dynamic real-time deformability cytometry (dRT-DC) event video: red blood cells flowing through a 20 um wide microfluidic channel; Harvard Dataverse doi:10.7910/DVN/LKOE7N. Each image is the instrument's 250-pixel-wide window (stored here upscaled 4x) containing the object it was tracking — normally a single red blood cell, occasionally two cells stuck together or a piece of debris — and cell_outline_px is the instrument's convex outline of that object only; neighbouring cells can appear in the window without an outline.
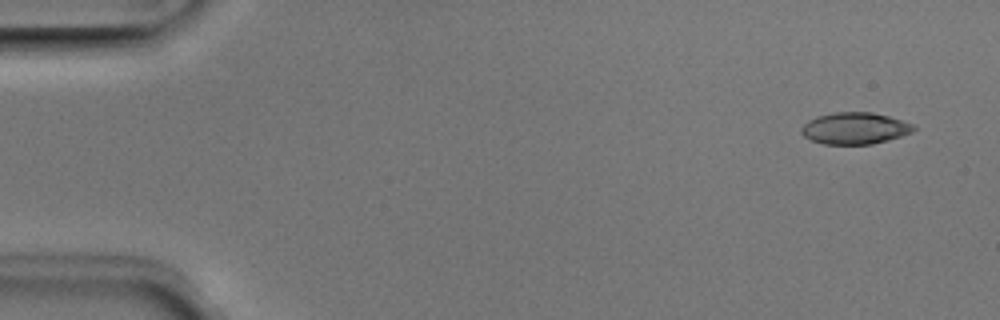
{"species": "Egyptian fruit bat (a non-hibernating species)", "species_latin": "Rousettus aegyptiacus", "temperature_condition": "room temperature", "stored_images_in_passage": 6, "camera_frame_rate_fps": 3000, "um_per_image_px": 0.085, "animal": {"sex": "male"}, "frame": {"image": 1, "passage_image": 1, "time_ms": 0.0, "image_size_px": [1000, 320], "cell_outline_px": [[916, 128], [912, 132], [888, 140], [872, 144], [824, 144], [812, 140], [804, 136], [800, 132], [800, 128], [808, 120], [816, 116], [832, 112], [872, 112], [888, 116], [912, 124]], "centroid_in_image_um": [72.62, 10.9], "position_along_channel_um": 12.4, "area_um2": 20.69}}
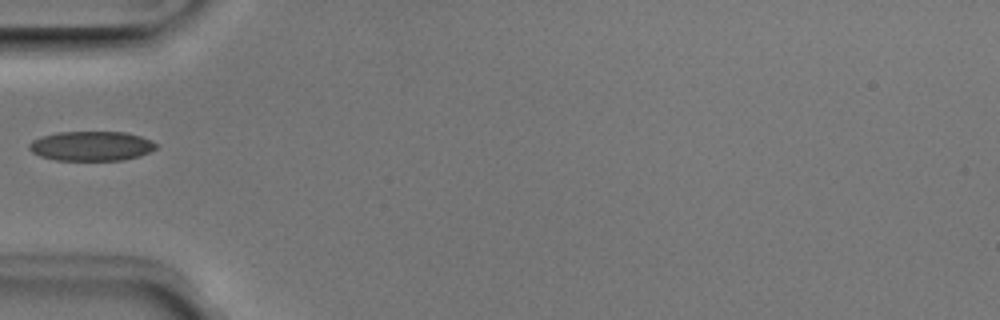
{"frame": {"image": 2, "passage_image": 5, "time_ms": 1.333, "image_size_px": [1000, 320], "cell_outline_px": [[160, 144], [156, 148], [140, 156], [124, 160], [56, 160], [40, 156], [32, 152], [28, 148], [28, 144], [32, 140], [40, 136], [56, 132], [124, 132], [140, 136], [152, 140]], "centroid_in_image_um": [7.76, 12.41], "position_along_channel_um": 77.2, "area_um2": 22.08}}
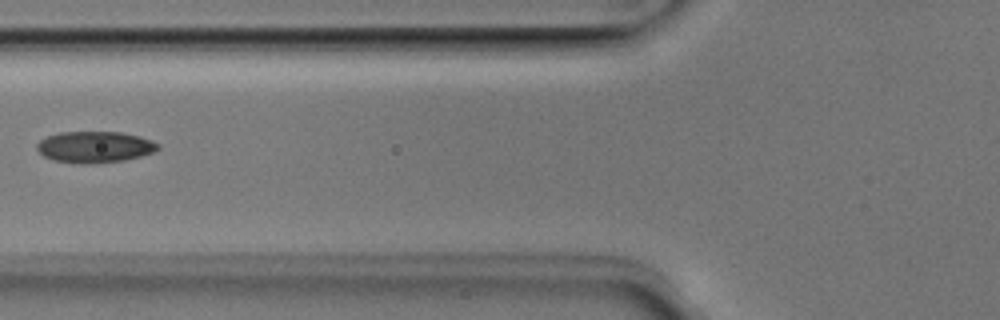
{"frame": {"image": 3, "passage_image": 6, "time_ms": 1.667, "image_size_px": [1000, 320], "cell_outline_px": [[160, 148], [152, 152], [140, 156], [124, 160], [84, 164], [52, 160], [44, 156], [36, 148], [36, 144], [40, 140], [48, 136], [60, 132], [120, 132], [140, 136], [152, 140], [160, 144]], "centroid_in_image_um": [8.06, 12.48], "position_along_channel_um": 117.7, "area_um2": 22.02}}